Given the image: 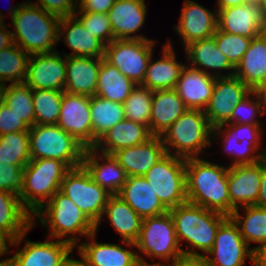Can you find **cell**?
<instances>
[{"label":"cell","mask_w":266,"mask_h":266,"mask_svg":"<svg viewBox=\"0 0 266 266\" xmlns=\"http://www.w3.org/2000/svg\"><path fill=\"white\" fill-rule=\"evenodd\" d=\"M152 136L147 125L124 119L108 130L93 148L113 155L120 149L144 143Z\"/></svg>","instance_id":"31"},{"label":"cell","mask_w":266,"mask_h":266,"mask_svg":"<svg viewBox=\"0 0 266 266\" xmlns=\"http://www.w3.org/2000/svg\"><path fill=\"white\" fill-rule=\"evenodd\" d=\"M169 212L174 222L177 241L186 256H205L214 245L218 227L227 218L221 213L189 202L178 205ZM183 242L188 249L181 247L180 243Z\"/></svg>","instance_id":"2"},{"label":"cell","mask_w":266,"mask_h":266,"mask_svg":"<svg viewBox=\"0 0 266 266\" xmlns=\"http://www.w3.org/2000/svg\"><path fill=\"white\" fill-rule=\"evenodd\" d=\"M84 0H75V3L77 5V7L83 2Z\"/></svg>","instance_id":"65"},{"label":"cell","mask_w":266,"mask_h":266,"mask_svg":"<svg viewBox=\"0 0 266 266\" xmlns=\"http://www.w3.org/2000/svg\"><path fill=\"white\" fill-rule=\"evenodd\" d=\"M255 206L266 209V163L264 159H262L260 190H259L258 200Z\"/></svg>","instance_id":"52"},{"label":"cell","mask_w":266,"mask_h":266,"mask_svg":"<svg viewBox=\"0 0 266 266\" xmlns=\"http://www.w3.org/2000/svg\"><path fill=\"white\" fill-rule=\"evenodd\" d=\"M218 49L227 57L229 62L236 68L247 51L252 38L229 34L216 30L214 36Z\"/></svg>","instance_id":"45"},{"label":"cell","mask_w":266,"mask_h":266,"mask_svg":"<svg viewBox=\"0 0 266 266\" xmlns=\"http://www.w3.org/2000/svg\"><path fill=\"white\" fill-rule=\"evenodd\" d=\"M121 197L142 219L162 215L169 210L161 203L143 176H130L120 192Z\"/></svg>","instance_id":"30"},{"label":"cell","mask_w":266,"mask_h":266,"mask_svg":"<svg viewBox=\"0 0 266 266\" xmlns=\"http://www.w3.org/2000/svg\"><path fill=\"white\" fill-rule=\"evenodd\" d=\"M74 250L72 252H70L65 259L60 263L59 266H87L84 258L79 254V256L81 257V259H75L73 256Z\"/></svg>","instance_id":"55"},{"label":"cell","mask_w":266,"mask_h":266,"mask_svg":"<svg viewBox=\"0 0 266 266\" xmlns=\"http://www.w3.org/2000/svg\"><path fill=\"white\" fill-rule=\"evenodd\" d=\"M5 87L6 84L0 82V105L4 103Z\"/></svg>","instance_id":"59"},{"label":"cell","mask_w":266,"mask_h":266,"mask_svg":"<svg viewBox=\"0 0 266 266\" xmlns=\"http://www.w3.org/2000/svg\"><path fill=\"white\" fill-rule=\"evenodd\" d=\"M27 1H23L11 19L14 43L30 55L56 51L60 17Z\"/></svg>","instance_id":"4"},{"label":"cell","mask_w":266,"mask_h":266,"mask_svg":"<svg viewBox=\"0 0 266 266\" xmlns=\"http://www.w3.org/2000/svg\"><path fill=\"white\" fill-rule=\"evenodd\" d=\"M33 229V225L20 235L16 240L11 241L10 246H16V253L9 257L10 266H59L65 257L75 248L68 242L48 237L41 242H33L26 238V235ZM25 239L23 248H19ZM19 248V249H18Z\"/></svg>","instance_id":"14"},{"label":"cell","mask_w":266,"mask_h":266,"mask_svg":"<svg viewBox=\"0 0 266 266\" xmlns=\"http://www.w3.org/2000/svg\"><path fill=\"white\" fill-rule=\"evenodd\" d=\"M66 82V56L59 51L31 54L24 83L32 90L64 92Z\"/></svg>","instance_id":"16"},{"label":"cell","mask_w":266,"mask_h":266,"mask_svg":"<svg viewBox=\"0 0 266 266\" xmlns=\"http://www.w3.org/2000/svg\"><path fill=\"white\" fill-rule=\"evenodd\" d=\"M96 236L97 232L88 235L87 241L84 240L75 247L87 266H141L133 242L122 241L123 245L130 248L128 249L110 242L98 243Z\"/></svg>","instance_id":"18"},{"label":"cell","mask_w":266,"mask_h":266,"mask_svg":"<svg viewBox=\"0 0 266 266\" xmlns=\"http://www.w3.org/2000/svg\"><path fill=\"white\" fill-rule=\"evenodd\" d=\"M145 0H116L109 12L114 39L153 40L137 34L144 27L147 5Z\"/></svg>","instance_id":"22"},{"label":"cell","mask_w":266,"mask_h":266,"mask_svg":"<svg viewBox=\"0 0 266 266\" xmlns=\"http://www.w3.org/2000/svg\"><path fill=\"white\" fill-rule=\"evenodd\" d=\"M30 3L60 18L73 16L78 9L75 0H37L36 3L32 1Z\"/></svg>","instance_id":"49"},{"label":"cell","mask_w":266,"mask_h":266,"mask_svg":"<svg viewBox=\"0 0 266 266\" xmlns=\"http://www.w3.org/2000/svg\"><path fill=\"white\" fill-rule=\"evenodd\" d=\"M143 177L168 210L188 202L186 159L166 154Z\"/></svg>","instance_id":"10"},{"label":"cell","mask_w":266,"mask_h":266,"mask_svg":"<svg viewBox=\"0 0 266 266\" xmlns=\"http://www.w3.org/2000/svg\"><path fill=\"white\" fill-rule=\"evenodd\" d=\"M263 125L222 124L213 128L211 144L221 139L224 152L233 160L231 166L257 163L263 159ZM216 138V139H215ZM214 140V141H213ZM262 147V149H261ZM259 151V152H258Z\"/></svg>","instance_id":"9"},{"label":"cell","mask_w":266,"mask_h":266,"mask_svg":"<svg viewBox=\"0 0 266 266\" xmlns=\"http://www.w3.org/2000/svg\"><path fill=\"white\" fill-rule=\"evenodd\" d=\"M157 41L114 39L105 46L104 60L136 85H141Z\"/></svg>","instance_id":"12"},{"label":"cell","mask_w":266,"mask_h":266,"mask_svg":"<svg viewBox=\"0 0 266 266\" xmlns=\"http://www.w3.org/2000/svg\"><path fill=\"white\" fill-rule=\"evenodd\" d=\"M103 58L66 56V82L64 92L94 96Z\"/></svg>","instance_id":"29"},{"label":"cell","mask_w":266,"mask_h":266,"mask_svg":"<svg viewBox=\"0 0 266 266\" xmlns=\"http://www.w3.org/2000/svg\"><path fill=\"white\" fill-rule=\"evenodd\" d=\"M259 6L262 8L264 17L266 18V0H262Z\"/></svg>","instance_id":"60"},{"label":"cell","mask_w":266,"mask_h":266,"mask_svg":"<svg viewBox=\"0 0 266 266\" xmlns=\"http://www.w3.org/2000/svg\"><path fill=\"white\" fill-rule=\"evenodd\" d=\"M14 44L13 35L6 24L0 26V50Z\"/></svg>","instance_id":"53"},{"label":"cell","mask_w":266,"mask_h":266,"mask_svg":"<svg viewBox=\"0 0 266 266\" xmlns=\"http://www.w3.org/2000/svg\"><path fill=\"white\" fill-rule=\"evenodd\" d=\"M214 84L215 77L186 63L174 89L187 109L204 111L212 96Z\"/></svg>","instance_id":"27"},{"label":"cell","mask_w":266,"mask_h":266,"mask_svg":"<svg viewBox=\"0 0 266 266\" xmlns=\"http://www.w3.org/2000/svg\"><path fill=\"white\" fill-rule=\"evenodd\" d=\"M36 218L48 230V237L66 241L74 248L81 242V237L96 232V225L60 190L32 215L33 227Z\"/></svg>","instance_id":"3"},{"label":"cell","mask_w":266,"mask_h":266,"mask_svg":"<svg viewBox=\"0 0 266 266\" xmlns=\"http://www.w3.org/2000/svg\"><path fill=\"white\" fill-rule=\"evenodd\" d=\"M70 168L57 159H31L24 167L22 206L33 215L60 190Z\"/></svg>","instance_id":"7"},{"label":"cell","mask_w":266,"mask_h":266,"mask_svg":"<svg viewBox=\"0 0 266 266\" xmlns=\"http://www.w3.org/2000/svg\"><path fill=\"white\" fill-rule=\"evenodd\" d=\"M261 174L262 160L253 164L228 166L230 216L235 209L256 204Z\"/></svg>","instance_id":"20"},{"label":"cell","mask_w":266,"mask_h":266,"mask_svg":"<svg viewBox=\"0 0 266 266\" xmlns=\"http://www.w3.org/2000/svg\"><path fill=\"white\" fill-rule=\"evenodd\" d=\"M0 266H10V259H1Z\"/></svg>","instance_id":"61"},{"label":"cell","mask_w":266,"mask_h":266,"mask_svg":"<svg viewBox=\"0 0 266 266\" xmlns=\"http://www.w3.org/2000/svg\"><path fill=\"white\" fill-rule=\"evenodd\" d=\"M266 35L252 38L241 62L235 68V76L251 90L260 91L265 86Z\"/></svg>","instance_id":"32"},{"label":"cell","mask_w":266,"mask_h":266,"mask_svg":"<svg viewBox=\"0 0 266 266\" xmlns=\"http://www.w3.org/2000/svg\"><path fill=\"white\" fill-rule=\"evenodd\" d=\"M184 52L189 66L197 68L208 75L215 78L235 75V67L218 49L214 37L192 42L184 48Z\"/></svg>","instance_id":"25"},{"label":"cell","mask_w":266,"mask_h":266,"mask_svg":"<svg viewBox=\"0 0 266 266\" xmlns=\"http://www.w3.org/2000/svg\"><path fill=\"white\" fill-rule=\"evenodd\" d=\"M22 3L23 2H21L20 4H16L15 6H13V5L9 6V8H8L9 10L8 9L7 10L10 14L11 19L14 17V15H16L18 13V10H19Z\"/></svg>","instance_id":"58"},{"label":"cell","mask_w":266,"mask_h":266,"mask_svg":"<svg viewBox=\"0 0 266 266\" xmlns=\"http://www.w3.org/2000/svg\"><path fill=\"white\" fill-rule=\"evenodd\" d=\"M212 130L204 111L187 109L161 138L167 154L197 158L212 146Z\"/></svg>","instance_id":"6"},{"label":"cell","mask_w":266,"mask_h":266,"mask_svg":"<svg viewBox=\"0 0 266 266\" xmlns=\"http://www.w3.org/2000/svg\"><path fill=\"white\" fill-rule=\"evenodd\" d=\"M186 194L189 203L230 217L228 166L202 157L186 159Z\"/></svg>","instance_id":"1"},{"label":"cell","mask_w":266,"mask_h":266,"mask_svg":"<svg viewBox=\"0 0 266 266\" xmlns=\"http://www.w3.org/2000/svg\"><path fill=\"white\" fill-rule=\"evenodd\" d=\"M29 126L4 103L0 105V135L29 132Z\"/></svg>","instance_id":"48"},{"label":"cell","mask_w":266,"mask_h":266,"mask_svg":"<svg viewBox=\"0 0 266 266\" xmlns=\"http://www.w3.org/2000/svg\"><path fill=\"white\" fill-rule=\"evenodd\" d=\"M251 91L238 77L215 78L212 96L204 113L212 128L226 124L235 106Z\"/></svg>","instance_id":"15"},{"label":"cell","mask_w":266,"mask_h":266,"mask_svg":"<svg viewBox=\"0 0 266 266\" xmlns=\"http://www.w3.org/2000/svg\"><path fill=\"white\" fill-rule=\"evenodd\" d=\"M187 110L175 89L153 91L150 117V132L162 136Z\"/></svg>","instance_id":"33"},{"label":"cell","mask_w":266,"mask_h":266,"mask_svg":"<svg viewBox=\"0 0 266 266\" xmlns=\"http://www.w3.org/2000/svg\"><path fill=\"white\" fill-rule=\"evenodd\" d=\"M241 209V211H239ZM239 228L240 234L248 246L255 251L266 242V209L258 206H245L235 209L230 216ZM257 243L252 248L251 243Z\"/></svg>","instance_id":"38"},{"label":"cell","mask_w":266,"mask_h":266,"mask_svg":"<svg viewBox=\"0 0 266 266\" xmlns=\"http://www.w3.org/2000/svg\"><path fill=\"white\" fill-rule=\"evenodd\" d=\"M30 54L15 43L0 50V82L23 83L27 75Z\"/></svg>","instance_id":"39"},{"label":"cell","mask_w":266,"mask_h":266,"mask_svg":"<svg viewBox=\"0 0 266 266\" xmlns=\"http://www.w3.org/2000/svg\"><path fill=\"white\" fill-rule=\"evenodd\" d=\"M265 148H266V147H265ZM263 159L265 160V163H266V150H265V152H264Z\"/></svg>","instance_id":"66"},{"label":"cell","mask_w":266,"mask_h":266,"mask_svg":"<svg viewBox=\"0 0 266 266\" xmlns=\"http://www.w3.org/2000/svg\"><path fill=\"white\" fill-rule=\"evenodd\" d=\"M5 24V15L3 16V14L1 13V10H0V26Z\"/></svg>","instance_id":"63"},{"label":"cell","mask_w":266,"mask_h":266,"mask_svg":"<svg viewBox=\"0 0 266 266\" xmlns=\"http://www.w3.org/2000/svg\"><path fill=\"white\" fill-rule=\"evenodd\" d=\"M60 191L80 208L96 225L112 195L94 182L83 166L70 169L61 182Z\"/></svg>","instance_id":"11"},{"label":"cell","mask_w":266,"mask_h":266,"mask_svg":"<svg viewBox=\"0 0 266 266\" xmlns=\"http://www.w3.org/2000/svg\"><path fill=\"white\" fill-rule=\"evenodd\" d=\"M137 85L116 67L102 59L95 95L123 104Z\"/></svg>","instance_id":"36"},{"label":"cell","mask_w":266,"mask_h":266,"mask_svg":"<svg viewBox=\"0 0 266 266\" xmlns=\"http://www.w3.org/2000/svg\"><path fill=\"white\" fill-rule=\"evenodd\" d=\"M32 226V215L22 206L18 195L0 190V231L11 241Z\"/></svg>","instance_id":"35"},{"label":"cell","mask_w":266,"mask_h":266,"mask_svg":"<svg viewBox=\"0 0 266 266\" xmlns=\"http://www.w3.org/2000/svg\"><path fill=\"white\" fill-rule=\"evenodd\" d=\"M90 112L92 148L108 130L126 119L123 104L103 99L97 95L90 97Z\"/></svg>","instance_id":"37"},{"label":"cell","mask_w":266,"mask_h":266,"mask_svg":"<svg viewBox=\"0 0 266 266\" xmlns=\"http://www.w3.org/2000/svg\"><path fill=\"white\" fill-rule=\"evenodd\" d=\"M262 0H246V3L253 5H260Z\"/></svg>","instance_id":"62"},{"label":"cell","mask_w":266,"mask_h":266,"mask_svg":"<svg viewBox=\"0 0 266 266\" xmlns=\"http://www.w3.org/2000/svg\"><path fill=\"white\" fill-rule=\"evenodd\" d=\"M266 115V101H265V108H264V116Z\"/></svg>","instance_id":"67"},{"label":"cell","mask_w":266,"mask_h":266,"mask_svg":"<svg viewBox=\"0 0 266 266\" xmlns=\"http://www.w3.org/2000/svg\"><path fill=\"white\" fill-rule=\"evenodd\" d=\"M116 0H84L76 12H97L107 14Z\"/></svg>","instance_id":"50"},{"label":"cell","mask_w":266,"mask_h":266,"mask_svg":"<svg viewBox=\"0 0 266 266\" xmlns=\"http://www.w3.org/2000/svg\"><path fill=\"white\" fill-rule=\"evenodd\" d=\"M245 3L246 0H217L215 9L219 11L228 7L244 5Z\"/></svg>","instance_id":"57"},{"label":"cell","mask_w":266,"mask_h":266,"mask_svg":"<svg viewBox=\"0 0 266 266\" xmlns=\"http://www.w3.org/2000/svg\"><path fill=\"white\" fill-rule=\"evenodd\" d=\"M0 160L11 165H26L31 160L29 132L0 135Z\"/></svg>","instance_id":"42"},{"label":"cell","mask_w":266,"mask_h":266,"mask_svg":"<svg viewBox=\"0 0 266 266\" xmlns=\"http://www.w3.org/2000/svg\"><path fill=\"white\" fill-rule=\"evenodd\" d=\"M163 44L162 57L156 61L152 54L141 84L151 91L174 89L185 66L182 61L177 60L171 39Z\"/></svg>","instance_id":"26"},{"label":"cell","mask_w":266,"mask_h":266,"mask_svg":"<svg viewBox=\"0 0 266 266\" xmlns=\"http://www.w3.org/2000/svg\"><path fill=\"white\" fill-rule=\"evenodd\" d=\"M254 266H266V242L254 251Z\"/></svg>","instance_id":"54"},{"label":"cell","mask_w":266,"mask_h":266,"mask_svg":"<svg viewBox=\"0 0 266 266\" xmlns=\"http://www.w3.org/2000/svg\"><path fill=\"white\" fill-rule=\"evenodd\" d=\"M134 244L136 250H139L137 256L141 266H170L184 255L177 241L174 222L169 211L143 219L139 236ZM145 256L147 259L150 258L149 260L152 259V262H148Z\"/></svg>","instance_id":"5"},{"label":"cell","mask_w":266,"mask_h":266,"mask_svg":"<svg viewBox=\"0 0 266 266\" xmlns=\"http://www.w3.org/2000/svg\"><path fill=\"white\" fill-rule=\"evenodd\" d=\"M4 104L29 127L35 125L33 90L24 82L6 85Z\"/></svg>","instance_id":"40"},{"label":"cell","mask_w":266,"mask_h":266,"mask_svg":"<svg viewBox=\"0 0 266 266\" xmlns=\"http://www.w3.org/2000/svg\"><path fill=\"white\" fill-rule=\"evenodd\" d=\"M166 154L161 136H152L144 143L116 151L113 156L130 177L144 176Z\"/></svg>","instance_id":"24"},{"label":"cell","mask_w":266,"mask_h":266,"mask_svg":"<svg viewBox=\"0 0 266 266\" xmlns=\"http://www.w3.org/2000/svg\"><path fill=\"white\" fill-rule=\"evenodd\" d=\"M261 95L264 97L266 100V85L260 90Z\"/></svg>","instance_id":"64"},{"label":"cell","mask_w":266,"mask_h":266,"mask_svg":"<svg viewBox=\"0 0 266 266\" xmlns=\"http://www.w3.org/2000/svg\"><path fill=\"white\" fill-rule=\"evenodd\" d=\"M30 158L57 159L70 169L82 166L85 147L56 125L29 128Z\"/></svg>","instance_id":"8"},{"label":"cell","mask_w":266,"mask_h":266,"mask_svg":"<svg viewBox=\"0 0 266 266\" xmlns=\"http://www.w3.org/2000/svg\"><path fill=\"white\" fill-rule=\"evenodd\" d=\"M170 266H211L204 256L183 255L176 263Z\"/></svg>","instance_id":"51"},{"label":"cell","mask_w":266,"mask_h":266,"mask_svg":"<svg viewBox=\"0 0 266 266\" xmlns=\"http://www.w3.org/2000/svg\"><path fill=\"white\" fill-rule=\"evenodd\" d=\"M173 28L184 48L192 42L211 38L217 30V10L210 11L193 0H185L179 22Z\"/></svg>","instance_id":"19"},{"label":"cell","mask_w":266,"mask_h":266,"mask_svg":"<svg viewBox=\"0 0 266 266\" xmlns=\"http://www.w3.org/2000/svg\"><path fill=\"white\" fill-rule=\"evenodd\" d=\"M62 91L33 90L35 125H56L61 110Z\"/></svg>","instance_id":"41"},{"label":"cell","mask_w":266,"mask_h":266,"mask_svg":"<svg viewBox=\"0 0 266 266\" xmlns=\"http://www.w3.org/2000/svg\"><path fill=\"white\" fill-rule=\"evenodd\" d=\"M57 125L85 148H92L90 96L63 92Z\"/></svg>","instance_id":"17"},{"label":"cell","mask_w":266,"mask_h":266,"mask_svg":"<svg viewBox=\"0 0 266 266\" xmlns=\"http://www.w3.org/2000/svg\"><path fill=\"white\" fill-rule=\"evenodd\" d=\"M82 166L94 182L112 195L120 192L128 177L113 155L99 152L94 148L85 149Z\"/></svg>","instance_id":"23"},{"label":"cell","mask_w":266,"mask_h":266,"mask_svg":"<svg viewBox=\"0 0 266 266\" xmlns=\"http://www.w3.org/2000/svg\"><path fill=\"white\" fill-rule=\"evenodd\" d=\"M265 99L258 90H251L234 108L228 124L262 125L258 120L264 115ZM259 116V117H258Z\"/></svg>","instance_id":"44"},{"label":"cell","mask_w":266,"mask_h":266,"mask_svg":"<svg viewBox=\"0 0 266 266\" xmlns=\"http://www.w3.org/2000/svg\"><path fill=\"white\" fill-rule=\"evenodd\" d=\"M153 91L137 85L123 103L127 120L147 125L150 130Z\"/></svg>","instance_id":"43"},{"label":"cell","mask_w":266,"mask_h":266,"mask_svg":"<svg viewBox=\"0 0 266 266\" xmlns=\"http://www.w3.org/2000/svg\"><path fill=\"white\" fill-rule=\"evenodd\" d=\"M204 257L211 266H245L247 259L254 266V251L242 238L231 217L220 224L214 245Z\"/></svg>","instance_id":"13"},{"label":"cell","mask_w":266,"mask_h":266,"mask_svg":"<svg viewBox=\"0 0 266 266\" xmlns=\"http://www.w3.org/2000/svg\"><path fill=\"white\" fill-rule=\"evenodd\" d=\"M10 244H11V240L0 231V259L1 257H4V259H9V257H6V254L8 253H12V251H10Z\"/></svg>","instance_id":"56"},{"label":"cell","mask_w":266,"mask_h":266,"mask_svg":"<svg viewBox=\"0 0 266 266\" xmlns=\"http://www.w3.org/2000/svg\"><path fill=\"white\" fill-rule=\"evenodd\" d=\"M25 165L6 164L0 160V190L20 195L23 189Z\"/></svg>","instance_id":"47"},{"label":"cell","mask_w":266,"mask_h":266,"mask_svg":"<svg viewBox=\"0 0 266 266\" xmlns=\"http://www.w3.org/2000/svg\"><path fill=\"white\" fill-rule=\"evenodd\" d=\"M58 40L64 42L71 53L65 56L104 58L105 45L86 30L73 15L60 18Z\"/></svg>","instance_id":"28"},{"label":"cell","mask_w":266,"mask_h":266,"mask_svg":"<svg viewBox=\"0 0 266 266\" xmlns=\"http://www.w3.org/2000/svg\"><path fill=\"white\" fill-rule=\"evenodd\" d=\"M104 216L121 236V241L134 243L137 240L143 219L117 194L109 197L102 219L96 224V232Z\"/></svg>","instance_id":"34"},{"label":"cell","mask_w":266,"mask_h":266,"mask_svg":"<svg viewBox=\"0 0 266 266\" xmlns=\"http://www.w3.org/2000/svg\"><path fill=\"white\" fill-rule=\"evenodd\" d=\"M266 18L259 5L245 3L217 11V29L229 34L255 38L264 33Z\"/></svg>","instance_id":"21"},{"label":"cell","mask_w":266,"mask_h":266,"mask_svg":"<svg viewBox=\"0 0 266 266\" xmlns=\"http://www.w3.org/2000/svg\"><path fill=\"white\" fill-rule=\"evenodd\" d=\"M74 16L92 36L99 39L105 46L114 40L108 14L97 12H75Z\"/></svg>","instance_id":"46"}]
</instances>
